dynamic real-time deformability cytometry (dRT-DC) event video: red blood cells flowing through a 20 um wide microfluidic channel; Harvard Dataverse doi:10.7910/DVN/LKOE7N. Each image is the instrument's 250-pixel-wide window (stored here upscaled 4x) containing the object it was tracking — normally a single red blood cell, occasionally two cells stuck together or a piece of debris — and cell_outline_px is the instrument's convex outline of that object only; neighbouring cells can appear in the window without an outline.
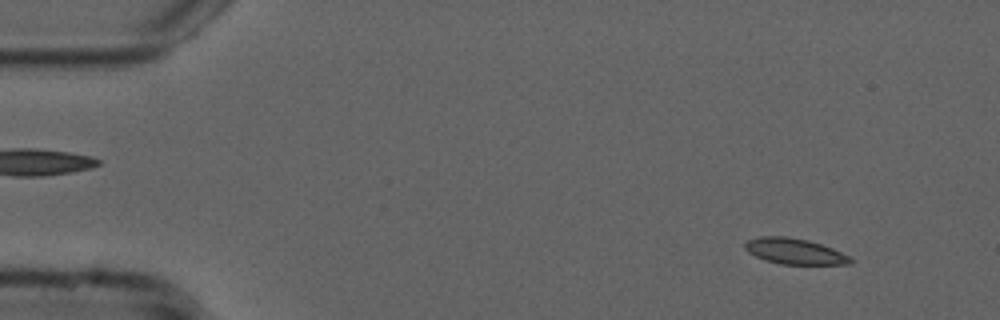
{"species": "common noctule bat (a hibernating species)", "species_latin": "Nyctalus noctula", "temperature_condition": "cold", "stored_images_in_passage": 54, "camera_frame_rate_fps": 3000, "um_per_image_px": 0.085, "animal": {"sex": "male", "forearm_length_mm": 52.5}, "frame": {"image": 1, "passage_image": 5, "time_ms": 1.333, "image_size_px": [1000, 320], "cell_outline_px": [[856, 260], [852, 264], [780, 264], [764, 260], [748, 252], [744, 248], [744, 244], [748, 240], [760, 236], [788, 236], [808, 240], [832, 248], [852, 256]], "centroid_in_image_um": [67.58, 21.36], "position_along_channel_um": 17.4, "area_um2": 16.07}}
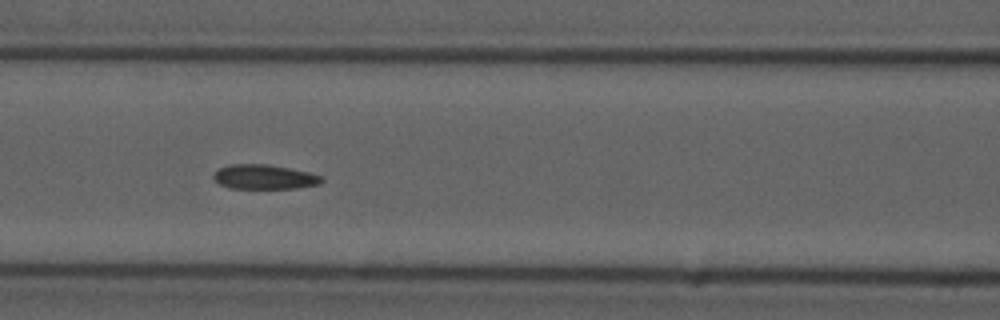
{"frame": {"image": 2, "passage_image": 23, "time_ms": 7.333, "image_size_px": [1000, 320], "cell_outline_px": [[324, 180], [320, 184], [296, 188], [228, 188], [220, 184], [212, 176], [216, 168], [228, 164], [268, 164], [308, 172], [324, 176]], "centroid_in_image_um": [22.45, 15.03], "position_along_channel_um": 144.2, "area_um2": 15.61}}
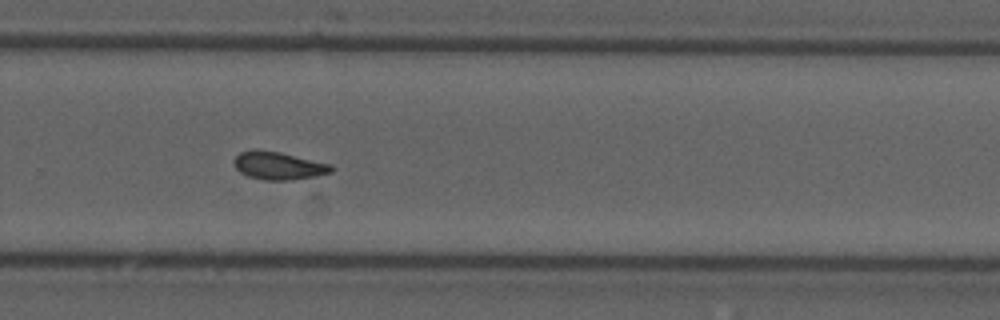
{"frame": {"image": 3, "passage_image": 36, "time_ms": 11.667, "image_size_px": [1000, 320], "cell_outline_px": [[336, 168], [332, 172], [316, 176], [292, 180], [264, 180], [248, 176], [240, 172], [236, 168], [232, 160], [240, 152], [256, 148], [280, 152], [332, 164]], "centroid_in_image_um": [23.68, 14.07], "position_along_channel_um": 306.1, "area_um2": 16.07}, "authors_computed_cell_mechanics": {"area_um2": 15.7505, "velocity_mm_per_s": 3.7526, "shape_relaxation_time_tau1_ms": null, "shape_relaxation_time_tau2_ms": 3.8334, "deformation_change_tau1": null, "deformation_change_tau2": 0.0886}}